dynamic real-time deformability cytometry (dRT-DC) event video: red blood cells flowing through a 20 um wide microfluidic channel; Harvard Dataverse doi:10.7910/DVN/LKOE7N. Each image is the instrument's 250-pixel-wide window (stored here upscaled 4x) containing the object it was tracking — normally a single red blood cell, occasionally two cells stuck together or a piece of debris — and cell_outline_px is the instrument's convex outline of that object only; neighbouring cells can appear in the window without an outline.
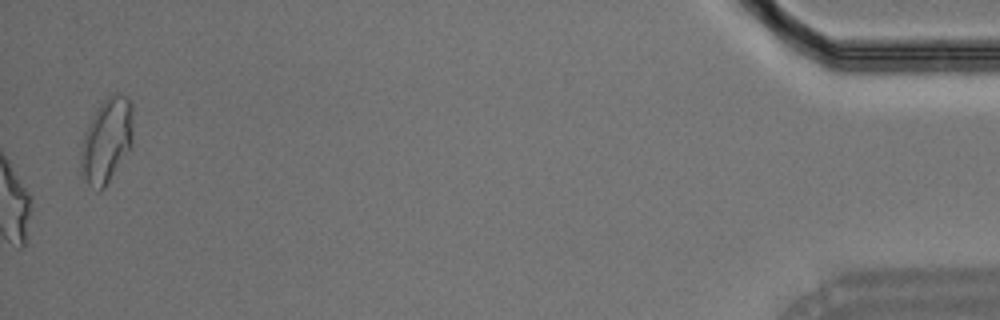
{"species": "Egyptian fruit bat (a non-hibernating species)", "species_latin": "Rousettus aegyptiacus", "temperature_condition": "room temperature", "stored_images_in_passage": 35, "camera_frame_rate_fps": 3000, "um_per_image_px": 0.085, "animal": {"sex": "male"}, "frame": {"image": 1, "passage_image": 35, "time_ms": 11.333, "image_size_px": [1000, 320], "cell_outline_px": [[132, 148], [104, 188], [100, 192], [96, 192], [80, 180], [80, 148], [84, 132], [96, 108], [108, 96], [116, 92], [128, 96], [132, 100]], "centroid_in_image_um": [9.04, 11.99], "position_along_channel_um": 426.2, "area_um2": 26.82}}